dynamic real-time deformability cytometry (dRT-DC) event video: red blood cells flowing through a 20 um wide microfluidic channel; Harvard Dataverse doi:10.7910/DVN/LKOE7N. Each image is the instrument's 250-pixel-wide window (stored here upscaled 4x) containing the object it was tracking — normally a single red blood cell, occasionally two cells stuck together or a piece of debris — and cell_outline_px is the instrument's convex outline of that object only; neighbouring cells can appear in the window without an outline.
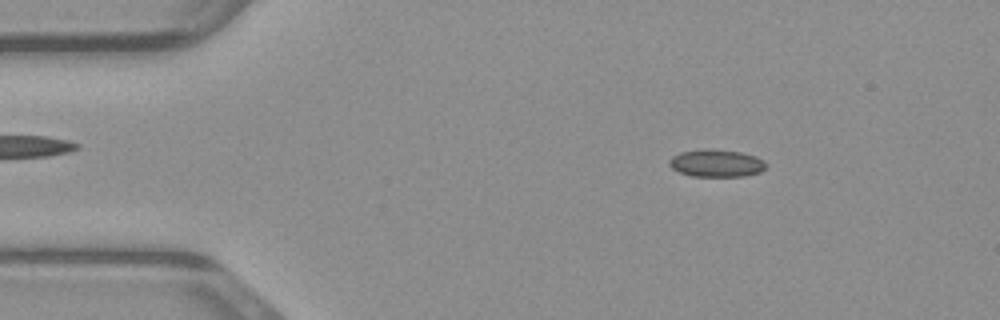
{"species": "common noctule bat (a hibernating species)", "species_latin": "Nyctalus noctula", "temperature_condition": "warm", "stored_images_in_passage": 48, "camera_frame_rate_fps": 3000, "um_per_image_px": 0.085, "animal": {"sex": "male", "body_mass_g": 23.1, "forearm_length_mm": 52.7}, "frame": {"image": 1, "passage_image": 7, "time_ms": 2.0, "image_size_px": [1000, 320], "cell_outline_px": [[768, 164], [760, 172], [744, 176], [692, 176], [680, 172], [672, 168], [668, 164], [668, 160], [672, 156], [680, 152], [704, 148], [740, 152], [756, 156], [764, 160]], "centroid_in_image_um": [60.88, 13.86], "position_along_channel_um": 24.1, "area_um2": 15.55}}
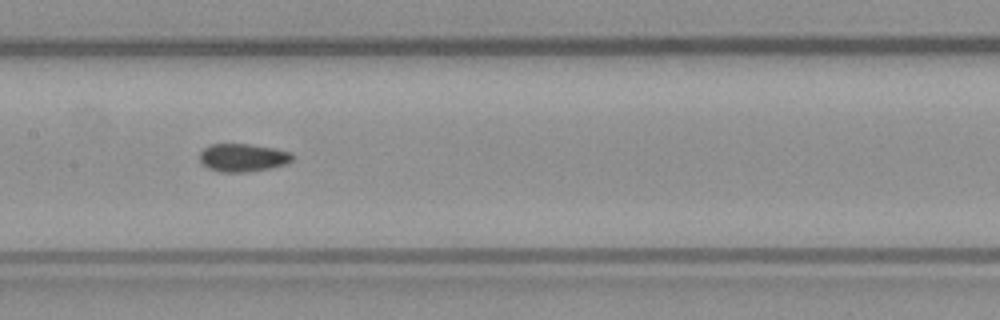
{"frame": {"image": 2, "passage_image": 23, "time_ms": 7.333, "image_size_px": [1000, 320], "cell_outline_px": [[296, 156], [288, 164], [248, 172], [220, 172], [208, 168], [200, 160], [200, 152], [204, 148], [212, 144], [248, 144], [276, 148], [292, 152]], "centroid_in_image_um": [20.7, 13.39], "position_along_channel_um": 186.7, "area_um2": 15.26}}
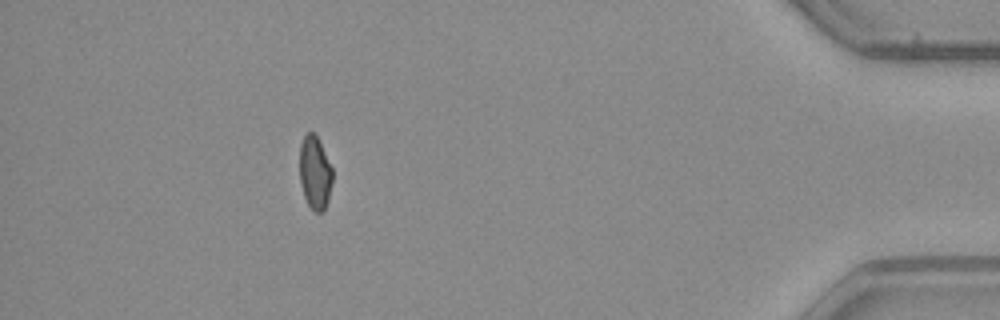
{"frame": {"image": 3, "passage_image": 43, "time_ms": 14.0, "image_size_px": [1000, 320], "cell_outline_px": [[332, 180], [328, 200], [324, 212], [316, 212], [308, 204], [304, 196], [300, 180], [300, 144], [304, 136], [308, 132], [312, 132], [316, 136], [332, 168]], "centroid_in_image_um": [26.76, 14.7], "position_along_channel_um": 408.4, "area_um2": 13.76}}